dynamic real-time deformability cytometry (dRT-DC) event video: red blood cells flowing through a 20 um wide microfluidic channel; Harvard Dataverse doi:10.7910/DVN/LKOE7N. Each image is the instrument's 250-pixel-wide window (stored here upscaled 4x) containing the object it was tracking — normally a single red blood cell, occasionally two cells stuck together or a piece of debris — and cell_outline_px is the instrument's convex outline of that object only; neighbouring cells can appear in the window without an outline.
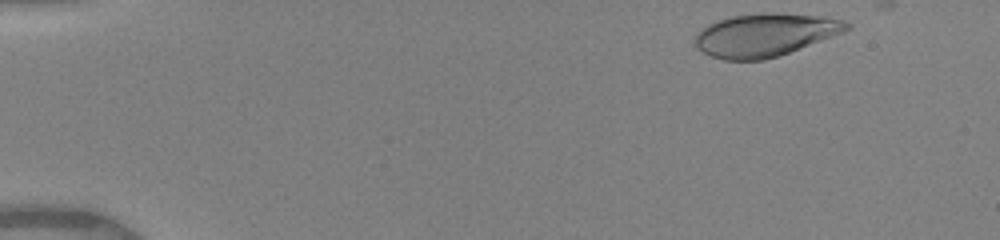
{"species": "human", "species_latin": "Homo sapiens", "temperature_condition": "warm", "stored_images_in_passage": 51, "camera_frame_rate_fps": 3000, "um_per_image_px": 0.085, "donor": {"sex": "female"}, "frame": {"image": 1, "passage_image": 2, "time_ms": 0.333, "image_size_px": [1000, 240], "cell_outline_px": [[852, 28], [844, 32], [788, 52], [764, 60], [724, 60], [712, 56], [704, 52], [696, 44], [696, 32], [700, 28], [716, 20], [732, 16], [764, 12], [828, 16], [844, 20], [852, 24]], "centroid_in_image_um": [65.06, 2.94], "position_along_channel_um": 19.9, "area_um2": 37.92}}
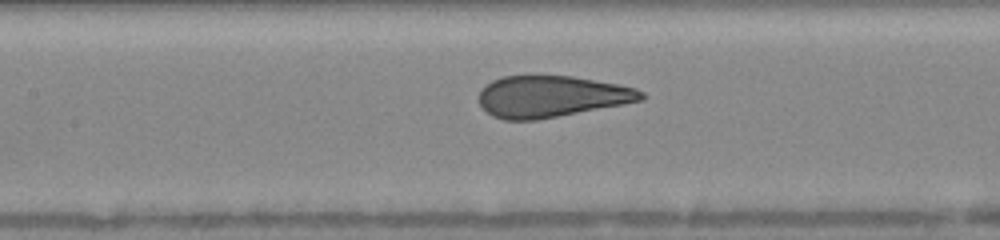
{"frame": {"image": 2, "passage_image": 21, "time_ms": 6.667, "image_size_px": [1000, 240], "cell_outline_px": [[644, 100], [624, 104], [536, 120], [504, 120], [492, 116], [480, 104], [480, 92], [492, 80], [504, 76], [572, 76], [620, 84], [636, 88], [644, 92]], "centroid_in_image_um": [46.91, 8.2], "position_along_channel_um": 160.5, "area_um2": 39.02}}
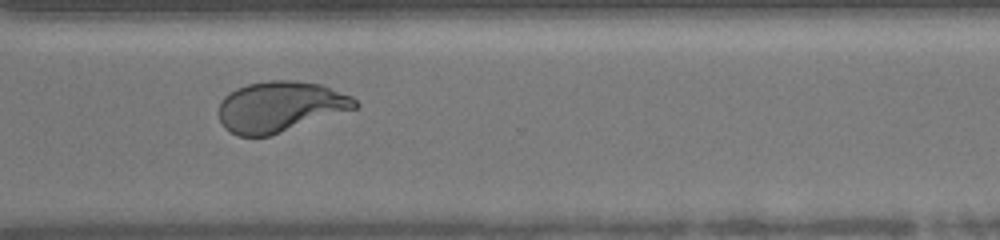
{"frame": {"image": 3, "passage_image": 50, "time_ms": 11.333, "image_size_px": [1000, 240], "cell_outline_px": [[360, 104], [356, 108], [268, 136], [236, 136], [224, 128], [220, 120], [220, 100], [228, 92], [236, 88], [248, 84], [268, 80], [296, 80], [320, 84], [352, 96]], "centroid_in_image_um": [23.78, 9.05], "position_along_channel_um": 346.8, "area_um2": 40.06}}